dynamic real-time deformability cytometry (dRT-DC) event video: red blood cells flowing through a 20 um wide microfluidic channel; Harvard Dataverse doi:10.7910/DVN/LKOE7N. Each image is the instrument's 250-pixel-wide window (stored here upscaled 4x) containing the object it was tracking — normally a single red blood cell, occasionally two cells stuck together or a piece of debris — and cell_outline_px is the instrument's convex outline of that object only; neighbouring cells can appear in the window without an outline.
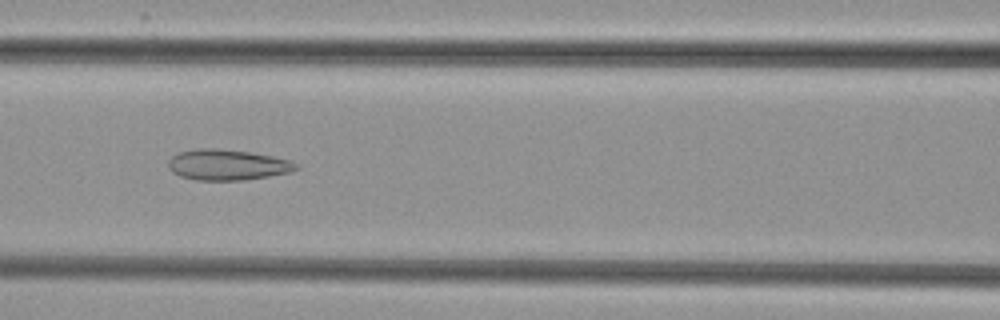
{"species": "common noctule bat (a hibernating species)", "species_latin": "Nyctalus noctula", "temperature_condition": "cold", "stored_images_in_passage": 41, "camera_frame_rate_fps": 3000, "um_per_image_px": 0.085, "animal": {"sex": "female", "body_mass_g": 29.2, "forearm_length_mm": 56.3}, "frame": {"image": 1, "passage_image": 12, "time_ms": 3.667, "image_size_px": [1000, 320], "cell_outline_px": [[300, 168], [292, 172], [244, 180], [196, 180], [180, 176], [172, 172], [168, 168], [168, 160], [172, 156], [180, 152], [200, 148], [212, 148], [252, 152], [292, 160], [300, 164]], "centroid_in_image_um": [19.37, 14.01], "position_along_channel_um": 147.2, "area_um2": 23.06}}
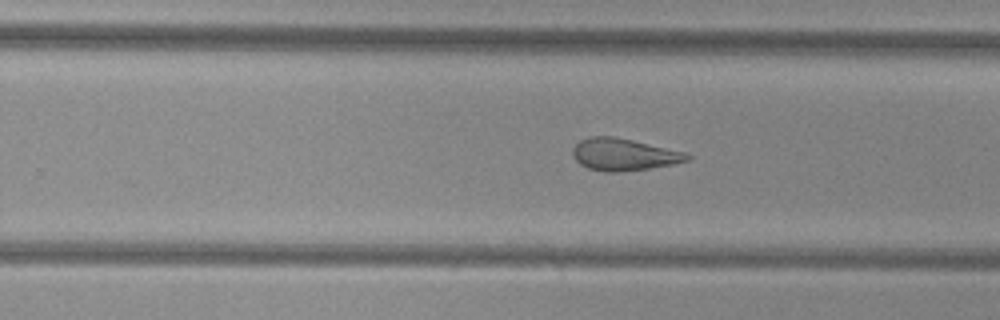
{"frame": {"image": 2, "passage_image": 22, "time_ms": 7.0, "image_size_px": [1000, 320], "cell_outline_px": [[692, 156], [688, 160], [672, 164], [648, 168], [620, 172], [604, 172], [588, 168], [580, 164], [576, 160], [572, 152], [572, 148], [580, 140], [588, 136], [612, 136], [632, 140], [684, 152]], "centroid_in_image_um": [52.97, 13.13], "position_along_channel_um": 276.8, "area_um2": 21.21}}
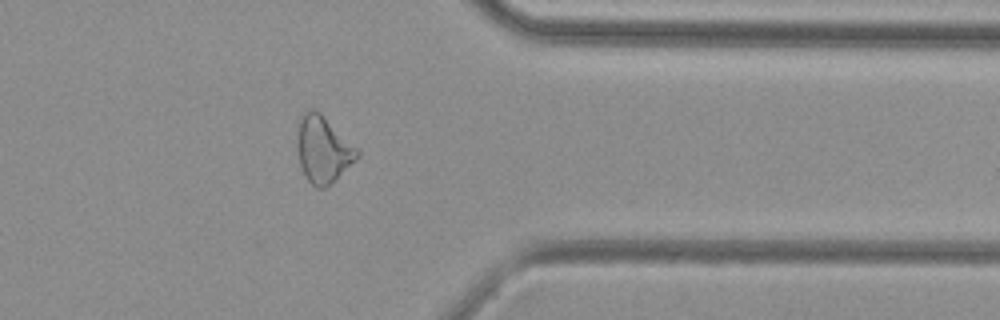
{"frame": {"image": 3, "passage_image": 31, "time_ms": 10.0, "image_size_px": [1000, 320], "cell_outline_px": [[360, 156], [336, 180], [324, 188], [316, 188], [308, 180], [300, 164], [296, 144], [296, 140], [300, 116], [304, 112], [312, 108], [320, 112], [360, 152]], "centroid_in_image_um": [27.44, 12.71], "position_along_channel_um": 384.0, "area_um2": 23.12}}